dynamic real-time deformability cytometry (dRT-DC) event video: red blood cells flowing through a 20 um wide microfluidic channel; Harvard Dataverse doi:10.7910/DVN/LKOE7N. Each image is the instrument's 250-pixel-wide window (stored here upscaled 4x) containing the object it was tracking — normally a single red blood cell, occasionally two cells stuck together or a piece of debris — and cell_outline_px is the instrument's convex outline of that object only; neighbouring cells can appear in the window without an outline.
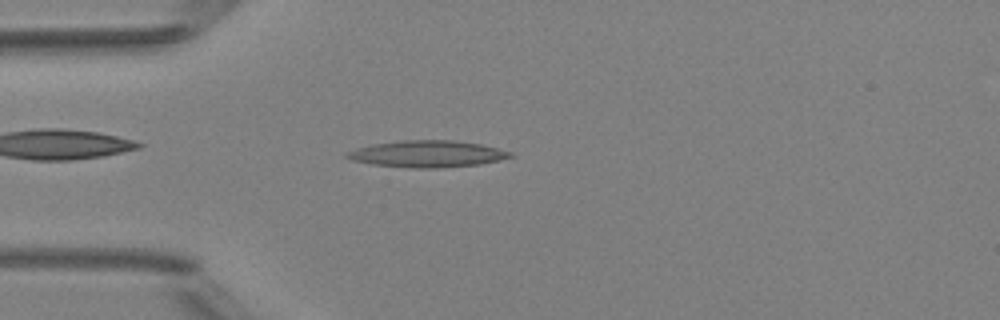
{"species": "Egyptian fruit bat (a non-hibernating species)", "species_latin": "Rousettus aegyptiacus", "temperature_condition": "room temperature", "stored_images_in_passage": 2, "camera_frame_rate_fps": 3000, "um_per_image_px": 0.085, "animal": {"sex": "female"}, "frame": {"image": 1, "passage_image": 1, "time_ms": 0.0, "image_size_px": [1000, 320], "cell_outline_px": [[516, 156], [500, 160], [480, 164], [440, 168], [412, 168], [372, 164], [352, 160], [344, 156], [344, 152], [356, 148], [372, 144], [400, 140], [452, 140], [480, 144], [512, 152]], "centroid_in_image_um": [36.31, 13.08], "position_along_channel_um": 48.7, "area_um2": 25.55}}